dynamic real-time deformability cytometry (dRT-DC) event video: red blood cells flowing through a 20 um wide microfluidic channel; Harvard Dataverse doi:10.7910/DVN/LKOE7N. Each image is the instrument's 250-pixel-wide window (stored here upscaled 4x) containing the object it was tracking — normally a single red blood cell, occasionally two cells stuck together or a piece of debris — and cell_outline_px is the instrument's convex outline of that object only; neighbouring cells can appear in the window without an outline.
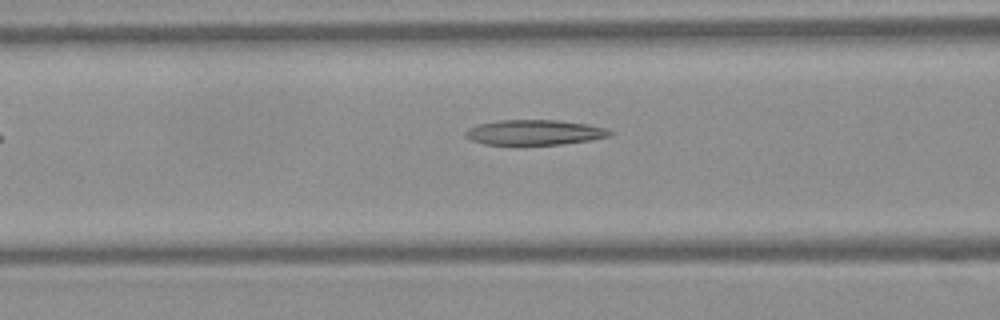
{"species": "Egyptian fruit bat (a non-hibernating species)", "species_latin": "Rousettus aegyptiacus", "temperature_condition": "warm", "stored_images_in_passage": 4, "segment_of_instrument_passage": [2, 2], "camera_frame_rate_fps": 3000, "um_per_image_px": 0.085, "frame": {"image": 1, "passage_image": 4, "time_ms": 1.0, "image_size_px": [1000, 320], "cell_outline_px": [[616, 132], [612, 136], [592, 140], [560, 144], [484, 144], [472, 140], [464, 136], [464, 132], [468, 128], [480, 124], [496, 120], [556, 120], [588, 124], [608, 128]], "centroid_in_image_um": [45.5, 11.24], "position_along_channel_um": 121.1, "area_um2": 21.27}}